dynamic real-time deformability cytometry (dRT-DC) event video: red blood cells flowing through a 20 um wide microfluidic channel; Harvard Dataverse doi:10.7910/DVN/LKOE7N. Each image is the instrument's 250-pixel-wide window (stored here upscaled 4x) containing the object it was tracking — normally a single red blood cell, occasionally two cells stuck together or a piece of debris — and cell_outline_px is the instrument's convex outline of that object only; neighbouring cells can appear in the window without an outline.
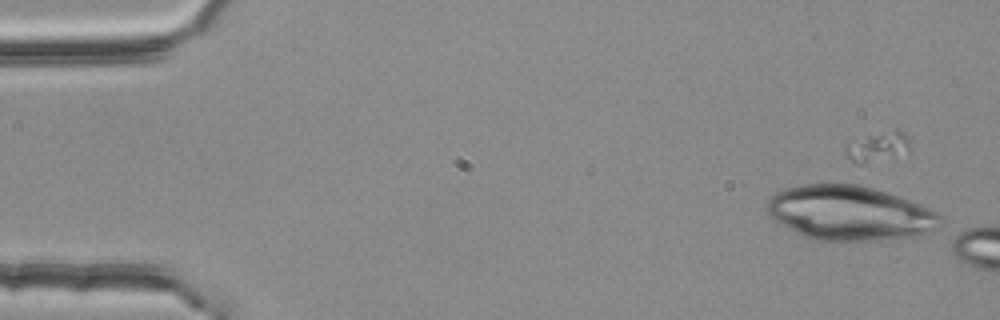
{"species": "common noctule bat (a hibernating species)", "species_latin": "Nyctalus noctula", "temperature_condition": "room temperature", "stored_images_in_passage": 9, "camera_frame_rate_fps": 3000, "um_per_image_px": 0.085, "animal": {"sex": "female", "body_mass_g": 25.1}, "frame": {"image": 1, "passage_image": 4, "time_ms": 1.0, "image_size_px": [1000, 320], "cell_outline_px": [[944, 228], [916, 236], [880, 240], [816, 240], [804, 236], [788, 228], [776, 220], [764, 208], [764, 204], [776, 192], [784, 188], [804, 184], [856, 184], [872, 188], [920, 204], [936, 212], [944, 220]], "centroid_in_image_um": [72.25, 18.12], "position_along_channel_um": 12.7, "area_um2": 55.08}}